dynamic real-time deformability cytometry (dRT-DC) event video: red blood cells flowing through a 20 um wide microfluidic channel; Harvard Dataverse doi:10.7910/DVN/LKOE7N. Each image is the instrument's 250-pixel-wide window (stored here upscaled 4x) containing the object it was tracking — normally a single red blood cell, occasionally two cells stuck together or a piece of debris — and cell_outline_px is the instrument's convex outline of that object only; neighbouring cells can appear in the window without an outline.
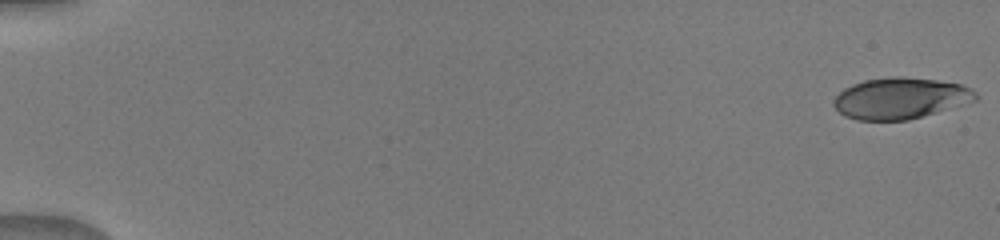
{"species": "human", "species_latin": "Homo sapiens", "temperature_condition": "warm", "stored_images_in_passage": 51, "camera_frame_rate_fps": 3000, "um_per_image_px": 0.085, "donor": {"sex": "male"}, "frame": {"image": 1, "passage_image": 1, "time_ms": 0.0, "image_size_px": [1000, 240], "cell_outline_px": [[980, 96], [976, 100], [908, 120], [856, 120], [844, 116], [832, 104], [832, 100], [844, 88], [852, 84], [864, 80], [892, 76], [904, 76], [936, 80], [960, 84], [976, 92]], "centroid_in_image_um": [76.49, 8.34], "position_along_channel_um": 8.5, "area_um2": 33.99}}
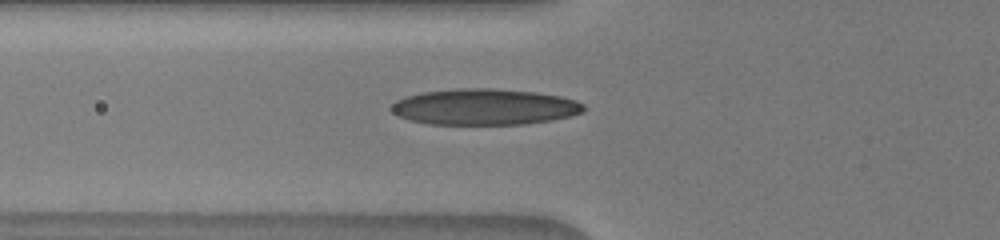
{"frame": {"image": 2, "passage_image": 20, "time_ms": 6.333, "image_size_px": [1000, 240], "cell_outline_px": [[584, 112], [552, 120], [524, 124], [428, 124], [412, 120], [400, 116], [392, 112], [392, 104], [396, 100], [420, 92], [460, 88], [492, 88], [536, 92], [560, 96], [576, 100], [584, 104]], "centroid_in_image_um": [41.2, 9.08], "position_along_channel_um": 84.6, "area_um2": 40.34}}
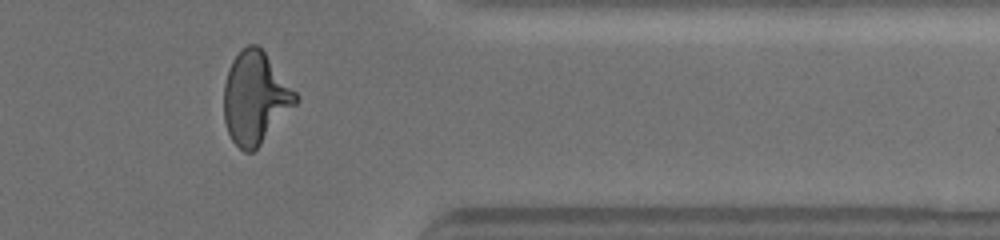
{"frame": {"image": 3, "passage_image": 43, "time_ms": 14.0, "image_size_px": [1000, 240], "cell_outline_px": [[300, 100], [260, 144], [252, 152], [244, 152], [232, 140], [228, 132], [224, 120], [224, 84], [228, 68], [232, 60], [248, 44], [256, 44], [264, 52], [300, 96]], "centroid_in_image_um": [21.7, 8.32], "position_along_channel_um": 389.7, "area_um2": 38.21}}